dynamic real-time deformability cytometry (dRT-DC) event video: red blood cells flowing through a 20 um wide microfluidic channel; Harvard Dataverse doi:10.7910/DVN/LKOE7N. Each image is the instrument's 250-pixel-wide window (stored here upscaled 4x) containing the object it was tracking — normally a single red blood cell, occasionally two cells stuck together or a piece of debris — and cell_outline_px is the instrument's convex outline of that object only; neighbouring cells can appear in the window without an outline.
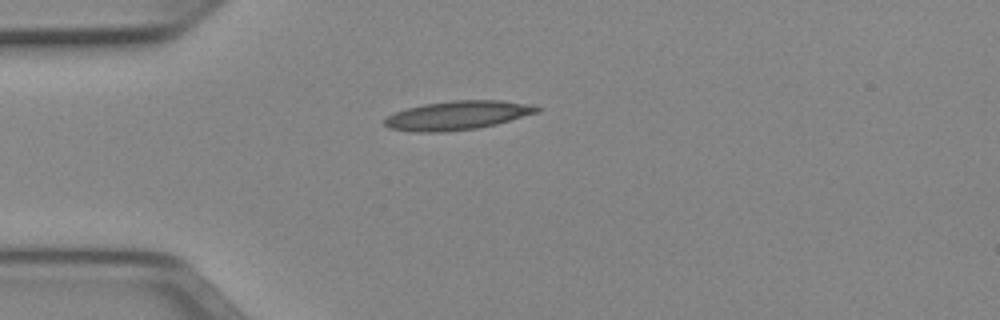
{"species": "Egyptian fruit bat (a non-hibernating species)", "species_latin": "Rousettus aegyptiacus", "temperature_condition": "cold", "stored_images_in_passage": 34, "camera_frame_rate_fps": 3000, "um_per_image_px": 0.085, "animal": {"sex": "female"}, "frame": {"image": 1, "passage_image": 1, "time_ms": 0.0, "image_size_px": [1000, 320], "cell_outline_px": [[540, 112], [496, 124], [476, 128], [444, 132], [416, 132], [388, 128], [384, 124], [384, 120], [388, 116], [396, 112], [408, 108], [424, 104], [452, 100], [500, 100], [532, 104], [540, 108]], "centroid_in_image_um": [38.91, 9.8], "position_along_channel_um": 46.1, "area_um2": 25.61}}
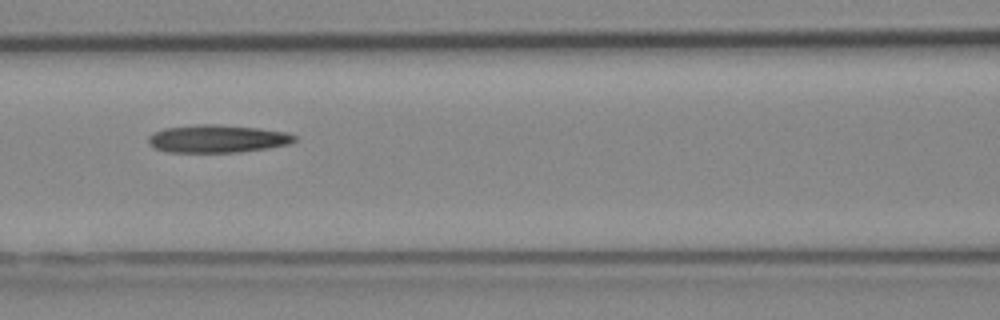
{"frame": {"image": 2, "passage_image": 10, "time_ms": 3.0, "image_size_px": [1000, 320], "cell_outline_px": [[296, 140], [288, 144], [268, 148], [240, 152], [168, 152], [156, 148], [148, 144], [148, 136], [152, 132], [164, 128], [196, 124], [216, 124], [260, 128], [288, 132], [296, 136]], "centroid_in_image_um": [18.46, 11.78], "position_along_channel_um": 148.1, "area_um2": 23.87}}
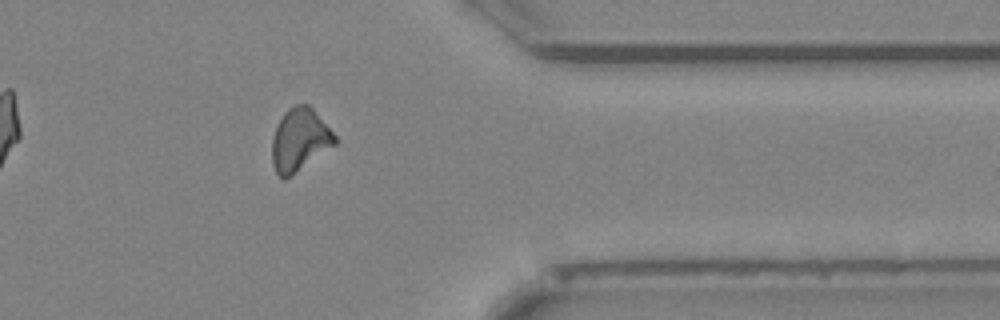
{"frame": {"image": 3, "passage_image": 29, "time_ms": 9.333, "image_size_px": [1000, 320], "cell_outline_px": [[336, 144], [284, 180], [276, 172], [272, 164], [272, 136], [276, 124], [284, 112], [288, 108], [296, 104], [308, 104], [312, 108], [336, 136]], "centroid_in_image_um": [25.44, 11.87], "position_along_channel_um": 386.0, "area_um2": 22.77}}